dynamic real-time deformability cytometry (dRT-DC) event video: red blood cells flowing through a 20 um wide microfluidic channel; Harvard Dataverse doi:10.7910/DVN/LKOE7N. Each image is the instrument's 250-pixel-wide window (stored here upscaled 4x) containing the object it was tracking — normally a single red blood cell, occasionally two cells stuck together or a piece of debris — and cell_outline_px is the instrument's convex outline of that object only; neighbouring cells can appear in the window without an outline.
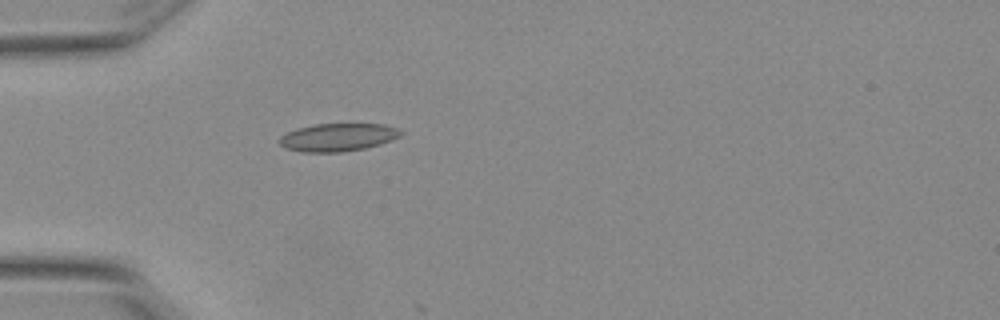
{"species": "Egyptian fruit bat (a non-hibernating species)", "species_latin": "Rousettus aegyptiacus", "temperature_condition": "warm", "stored_images_in_passage": 1, "camera_frame_rate_fps": 3000, "um_per_image_px": 0.085, "animal": {"sex": "female"}, "frame": {"image": 1, "passage_image": 1, "time_ms": 0.0, "image_size_px": [1000, 320], "cell_outline_px": [[404, 132], [400, 136], [392, 140], [380, 144], [364, 148], [340, 152], [300, 152], [284, 148], [276, 140], [280, 136], [296, 128], [316, 124], [384, 124], [396, 128]], "centroid_in_image_um": [28.68, 11.67], "position_along_channel_um": 56.3, "area_um2": 19.83}}